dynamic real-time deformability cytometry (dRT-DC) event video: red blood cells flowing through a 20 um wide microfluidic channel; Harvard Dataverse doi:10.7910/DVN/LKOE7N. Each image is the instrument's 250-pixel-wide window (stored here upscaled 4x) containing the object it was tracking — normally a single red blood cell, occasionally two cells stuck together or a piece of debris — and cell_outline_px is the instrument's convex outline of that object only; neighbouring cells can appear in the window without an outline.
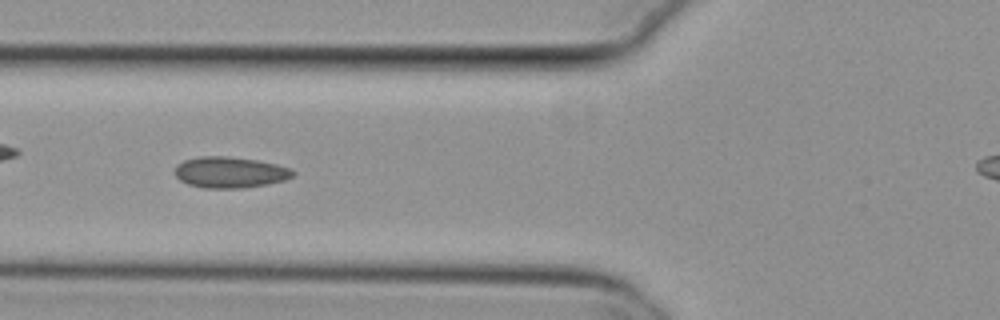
{"species": "common noctule bat (a hibernating species)", "species_latin": "Nyctalus noctula", "temperature_condition": "cold", "stored_images_in_passage": 8, "camera_frame_rate_fps": 3000, "um_per_image_px": 0.085, "animal": {"sex": "female", "body_mass_g": 29.2, "forearm_length_mm": 56.3}, "frame": {"image": 1, "passage_image": 7, "time_ms": 2.0, "image_size_px": [1000, 320], "cell_outline_px": [[296, 172], [292, 176], [284, 180], [268, 184], [244, 188], [204, 188], [188, 184], [180, 180], [176, 176], [176, 164], [184, 160], [200, 156], [228, 156], [260, 160], [292, 168]], "centroid_in_image_um": [19.57, 14.64], "position_along_channel_um": 106.2, "area_um2": 21.56}}
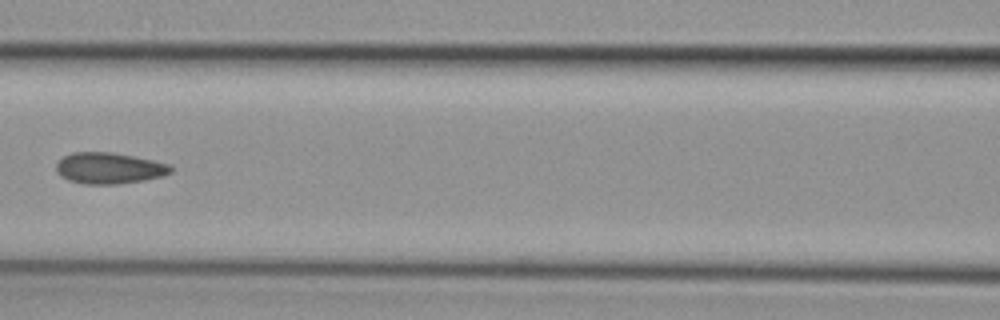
{"frame": {"image": 2, "passage_image": 8, "time_ms": 2.333, "image_size_px": [1000, 320], "cell_outline_px": [[172, 172], [164, 176], [144, 180], [116, 184], [84, 184], [68, 180], [60, 176], [56, 172], [56, 164], [64, 156], [72, 152], [112, 152], [172, 164]], "centroid_in_image_um": [9.28, 14.3], "position_along_channel_um": 157.3, "area_um2": 20.92}}